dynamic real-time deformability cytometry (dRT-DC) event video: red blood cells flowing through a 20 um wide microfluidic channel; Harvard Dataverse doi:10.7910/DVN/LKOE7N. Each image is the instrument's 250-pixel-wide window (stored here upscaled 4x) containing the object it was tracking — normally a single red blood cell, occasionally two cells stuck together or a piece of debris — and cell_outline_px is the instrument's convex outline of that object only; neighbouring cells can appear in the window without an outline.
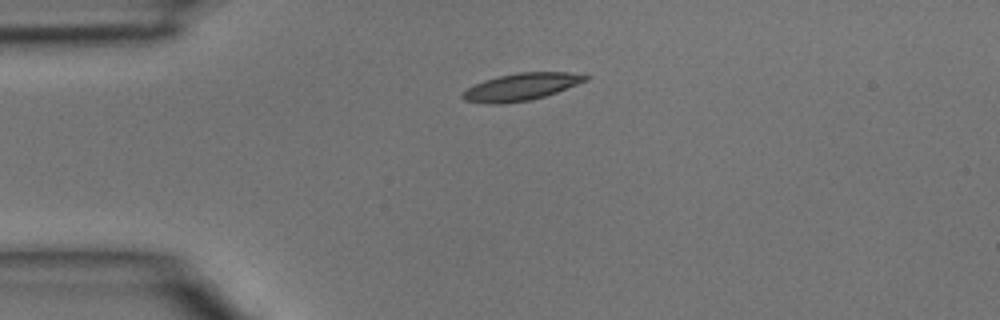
{"species": "common noctule bat (a hibernating species)", "species_latin": "Nyctalus noctula", "temperature_condition": "room temperature", "stored_images_in_passage": 2, "camera_frame_rate_fps": 3000, "um_per_image_px": 0.085, "animal": {"sex": "male", "body_mass_g": 15.6}, "frame": {"image": 1, "passage_image": 1, "time_ms": 0.0, "image_size_px": [1000, 320], "cell_outline_px": [[592, 76], [588, 80], [556, 92], [544, 96], [528, 100], [496, 104], [488, 104], [464, 100], [460, 96], [460, 92], [484, 80], [500, 76], [520, 72], [568, 72]], "centroid_in_image_um": [44.28, 7.38], "position_along_channel_um": 40.7, "area_um2": 19.31}}
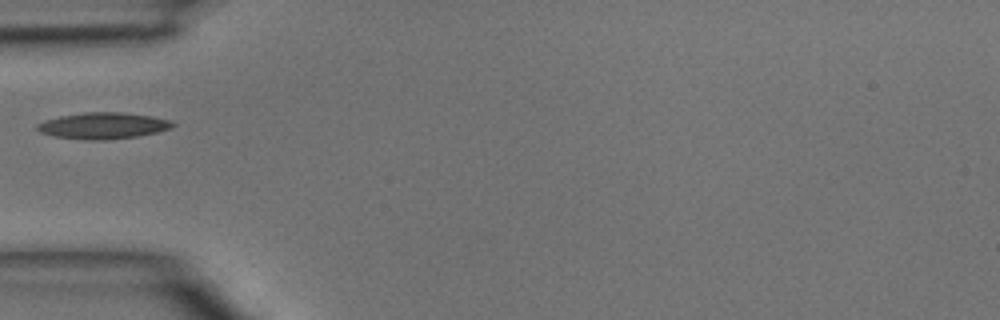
{"frame": {"image": 2, "passage_image": 2, "time_ms": 0.333, "image_size_px": [1000, 320], "cell_outline_px": [[176, 124], [172, 128], [156, 132], [136, 136], [104, 140], [84, 140], [56, 136], [40, 132], [36, 128], [36, 124], [44, 120], [60, 116], [84, 112], [124, 112], [152, 116], [172, 120]], "centroid_in_image_um": [8.78, 10.67], "position_along_channel_um": 76.2, "area_um2": 20.87}}